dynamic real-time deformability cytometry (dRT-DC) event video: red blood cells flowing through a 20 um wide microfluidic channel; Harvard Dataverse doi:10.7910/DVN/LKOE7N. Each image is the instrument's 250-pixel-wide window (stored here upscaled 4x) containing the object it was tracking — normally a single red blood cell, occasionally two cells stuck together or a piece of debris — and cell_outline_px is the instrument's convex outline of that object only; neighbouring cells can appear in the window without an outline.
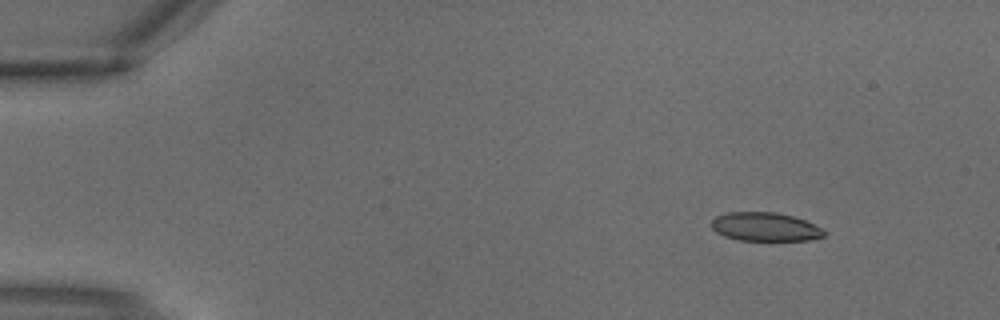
{"species": "common noctule bat (a hibernating species)", "species_latin": "Nyctalus noctula", "temperature_condition": "warm", "stored_images_in_passage": 3, "camera_frame_rate_fps": 3000, "um_per_image_px": 0.085, "animal": {"sex": "male", "body_mass_g": 18.8}, "frame": {"image": 1, "passage_image": 1, "time_ms": 0.0, "image_size_px": [1000, 320], "cell_outline_px": [[824, 236], [808, 240], [740, 240], [724, 236], [716, 232], [712, 228], [712, 220], [716, 216], [728, 212], [776, 212], [792, 216], [804, 220], [820, 228], [824, 232]], "centroid_in_image_um": [64.99, 19.27], "position_along_channel_um": 20.0, "area_um2": 18.55}}
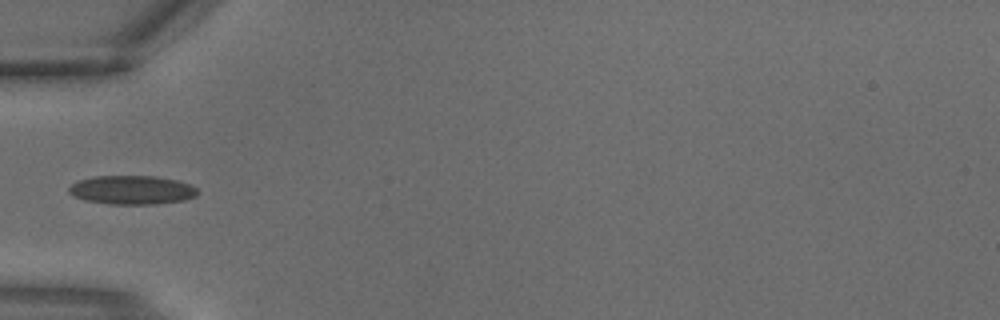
{"frame": {"image": 2, "passage_image": 3, "time_ms": 0.667, "image_size_px": [1000, 320], "cell_outline_px": [[200, 192], [196, 196], [184, 200], [156, 204], [108, 204], [84, 200], [68, 192], [68, 188], [72, 184], [80, 180], [96, 176], [156, 176], [176, 180], [192, 184]], "centroid_in_image_um": [11.26, 16.15], "position_along_channel_um": 73.7, "area_um2": 21.68}}